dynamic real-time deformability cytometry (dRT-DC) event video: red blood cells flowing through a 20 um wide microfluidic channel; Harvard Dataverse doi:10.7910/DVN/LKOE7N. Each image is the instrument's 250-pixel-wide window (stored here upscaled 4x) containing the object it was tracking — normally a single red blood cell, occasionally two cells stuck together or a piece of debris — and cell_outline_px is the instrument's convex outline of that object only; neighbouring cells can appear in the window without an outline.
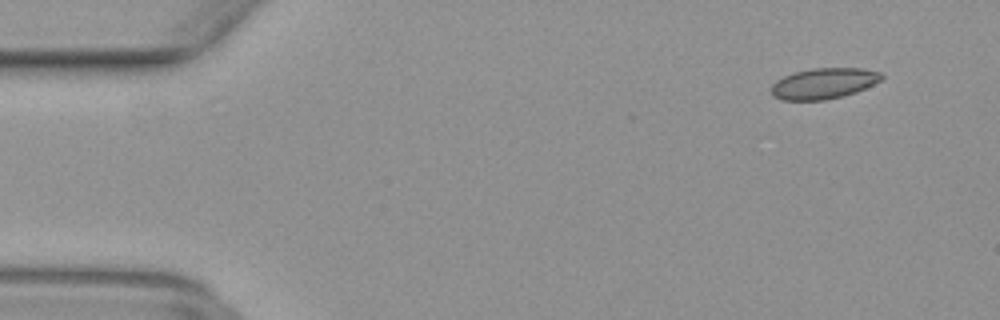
{"species": "common noctule bat (a hibernating species)", "species_latin": "Nyctalus noctula", "temperature_condition": "warm", "stored_images_in_passage": 49, "camera_frame_rate_fps": 3000, "um_per_image_px": 0.085, "animal": {"sex": "female", "body_mass_g": 29.2, "forearm_length_mm": 56.3}, "frame": {"image": 1, "passage_image": 4, "time_ms": 1.0, "image_size_px": [1000, 320], "cell_outline_px": [[884, 80], [856, 92], [824, 100], [780, 100], [772, 96], [772, 84], [776, 80], [792, 72], [812, 68], [864, 68], [880, 72], [884, 76]], "centroid_in_image_um": [70.03, 7.08], "position_along_channel_um": 15.0, "area_um2": 20.0}}
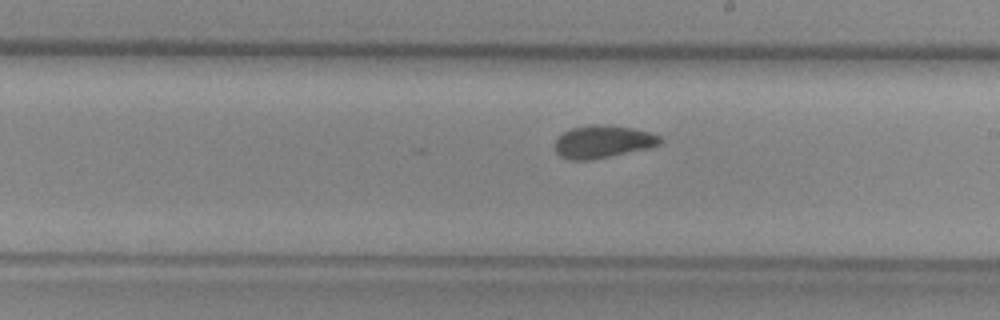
{"frame": {"image": 2, "passage_image": 28, "time_ms": 9.0, "image_size_px": [1000, 320], "cell_outline_px": [[664, 140], [660, 144], [648, 148], [592, 160], [572, 160], [560, 156], [556, 152], [556, 140], [564, 132], [572, 128], [592, 124], [604, 124], [632, 128], [648, 132], [660, 136]], "centroid_in_image_um": [51.26, 12.04], "position_along_channel_um": 237.7, "area_um2": 19.88}}
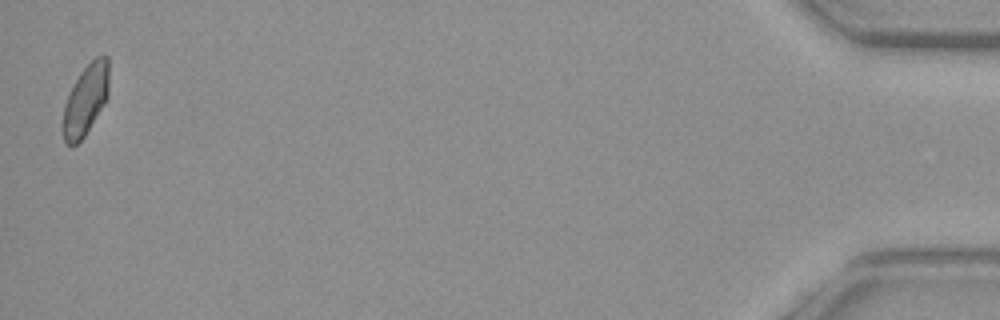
{"frame": {"image": 3, "passage_image": 49, "time_ms": 16.0, "image_size_px": [1000, 320], "cell_outline_px": [[108, 96], [104, 104], [84, 136], [76, 144], [68, 144], [64, 140], [64, 104], [80, 72], [96, 56], [104, 52], [108, 56]], "centroid_in_image_um": [7.32, 8.42], "position_along_channel_um": 427.9, "area_um2": 18.5}}